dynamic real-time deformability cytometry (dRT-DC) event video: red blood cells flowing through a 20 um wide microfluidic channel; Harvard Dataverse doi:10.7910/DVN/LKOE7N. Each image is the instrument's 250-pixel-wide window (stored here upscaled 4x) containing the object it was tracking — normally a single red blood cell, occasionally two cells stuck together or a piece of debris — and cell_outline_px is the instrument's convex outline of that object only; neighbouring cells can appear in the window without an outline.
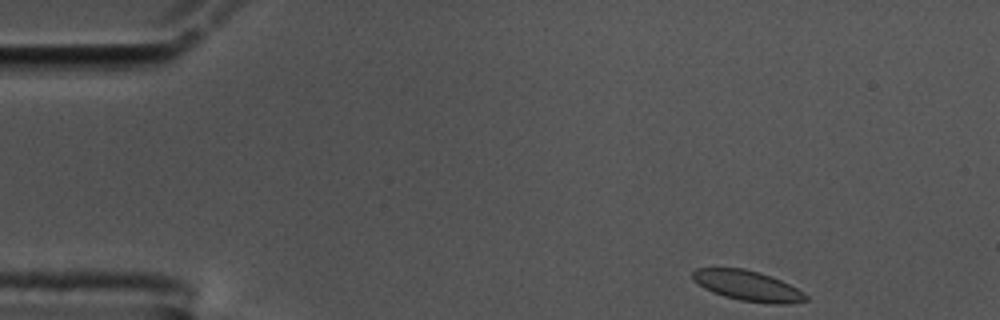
{"species": "common noctule bat (a hibernating species)", "species_latin": "Nyctalus noctula", "temperature_condition": "cold", "stored_images_in_passage": 51, "camera_frame_rate_fps": 3000, "um_per_image_px": 0.085, "animal": {"sex": "male", "body_mass_g": 17.5, "forearm_length_mm": 52.3}, "frame": {"image": 1, "passage_image": 1, "time_ms": 0.0, "image_size_px": [1000, 320], "cell_outline_px": [[808, 300], [788, 304], [772, 304], [740, 300], [724, 296], [712, 292], [704, 288], [692, 280], [692, 272], [696, 268], [744, 268], [760, 272], [780, 280], [804, 292], [808, 296]], "centroid_in_image_um": [63.54, 24.29], "position_along_channel_um": 21.5, "area_um2": 20.0}}
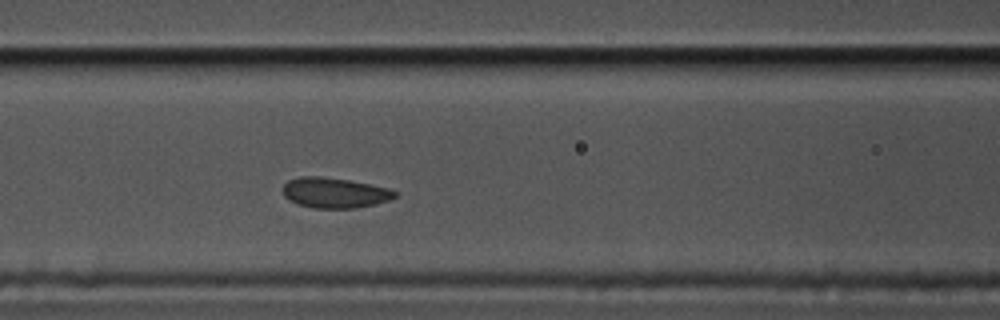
{"frame": {"image": 2, "passage_image": 18, "time_ms": 5.667, "image_size_px": [1000, 320], "cell_outline_px": [[400, 192], [396, 196], [388, 200], [376, 204], [356, 208], [312, 208], [296, 204], [288, 200], [284, 196], [284, 184], [288, 180], [300, 176], [320, 176], [348, 180], [388, 188]], "centroid_in_image_um": [28.43, 16.39], "position_along_channel_um": 138.2, "area_um2": 19.88}}
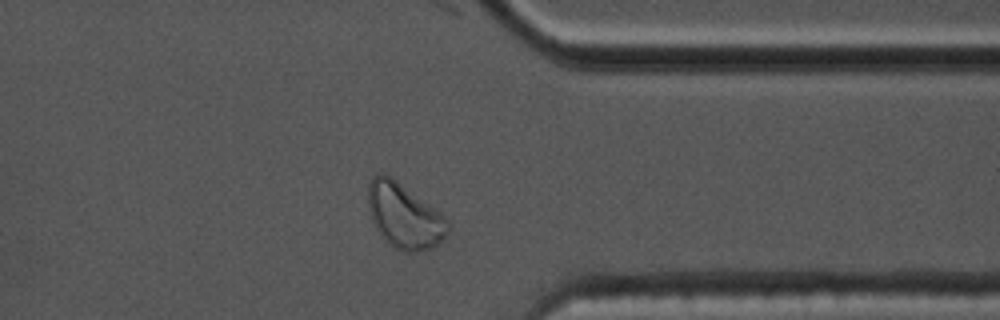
{"frame": {"image": 3, "passage_image": 39, "time_ms": 12.667, "image_size_px": [1000, 320], "cell_outline_px": [[448, 236], [432, 248], [416, 252], [404, 252], [396, 248], [384, 240], [376, 228], [372, 220], [368, 208], [368, 184], [372, 176], [384, 172], [392, 176], [444, 216], [448, 220]], "centroid_in_image_um": [34.34, 18.35], "position_along_channel_um": 377.1, "area_um2": 30.23}, "authors_computed_cell_mechanics": {"area_um2": 20.3456, "velocity_mm_per_s": 3.4955, "shape_relaxation_time_tau1_ms": null, "shape_relaxation_time_tau2_ms": 2.5492, "deformation_change_tau1": null, "deformation_change_tau2": 0.0463}}